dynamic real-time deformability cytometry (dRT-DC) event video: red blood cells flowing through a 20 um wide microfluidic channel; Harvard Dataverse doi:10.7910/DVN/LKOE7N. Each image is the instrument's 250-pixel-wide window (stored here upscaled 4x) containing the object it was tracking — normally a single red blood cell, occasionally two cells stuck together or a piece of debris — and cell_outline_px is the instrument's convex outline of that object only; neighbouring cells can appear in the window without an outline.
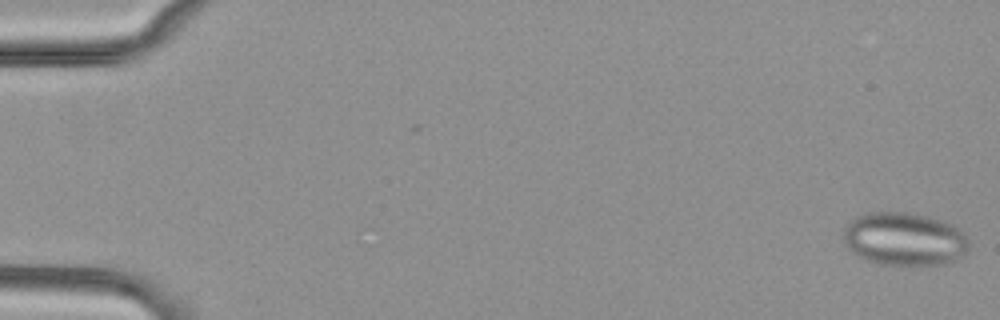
{"species": "common noctule bat (a hibernating species)", "species_latin": "Nyctalus noctula", "temperature_condition": "cold", "stored_images_in_passage": 56, "camera_frame_rate_fps": 3000, "um_per_image_px": 0.085, "animal": {"sex": "female", "body_mass_g": 29.2, "forearm_length_mm": 56.3}, "frame": {"image": 1, "passage_image": 1, "time_ms": 0.0, "image_size_px": [1000, 320], "cell_outline_px": [[968, 248], [964, 256], [948, 264], [880, 264], [868, 260], [852, 252], [844, 244], [844, 228], [856, 216], [868, 212], [908, 212], [928, 216], [952, 224], [968, 240]], "centroid_in_image_um": [76.87, 20.31], "position_along_channel_um": 8.1, "area_um2": 38.73}}
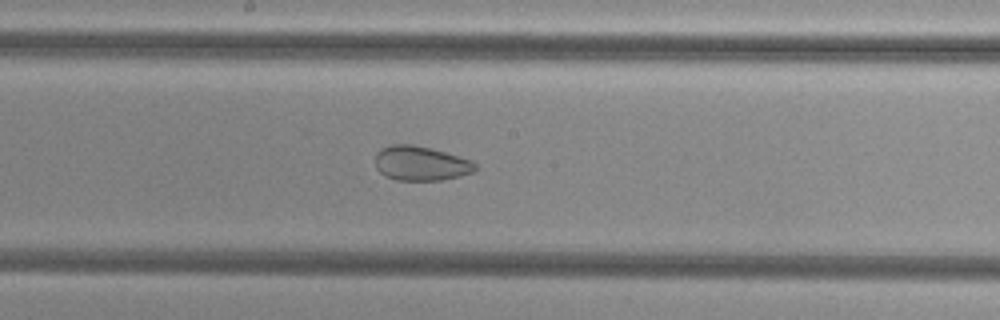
{"frame": {"image": 2, "passage_image": 30, "time_ms": 9.667, "image_size_px": [1000, 320], "cell_outline_px": [[476, 168], [472, 172], [460, 176], [440, 180], [396, 180], [384, 176], [376, 168], [376, 152], [380, 148], [392, 144], [412, 144], [432, 148], [472, 160], [476, 164]], "centroid_in_image_um": [35.75, 13.88], "position_along_channel_um": 212.5, "area_um2": 20.23}}
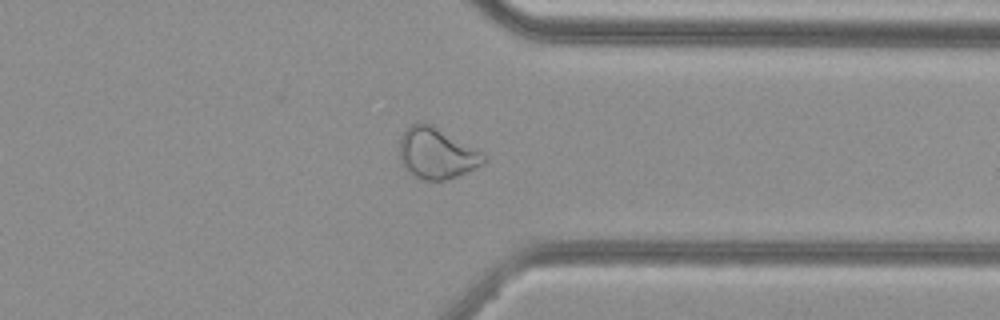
{"frame": {"image": 3, "passage_image": 43, "time_ms": 14.0, "image_size_px": [1000, 320], "cell_outline_px": [[488, 160], [484, 164], [456, 176], [444, 180], [424, 180], [412, 176], [400, 164], [400, 136], [404, 128], [416, 120], [424, 120], [432, 124], [484, 152]], "centroid_in_image_um": [37.09, 12.99], "position_along_channel_um": 374.3, "area_um2": 25.78}, "authors_computed_cell_mechanics": {"area_um2": 28.9578, "velocity_mm_per_s": 3.7725, "shape_relaxation_time_tau1_ms": null, "shape_relaxation_time_tau2_ms": 2.6198, "deformation_change_tau1": null, "deformation_change_tau2": 0.0718}}